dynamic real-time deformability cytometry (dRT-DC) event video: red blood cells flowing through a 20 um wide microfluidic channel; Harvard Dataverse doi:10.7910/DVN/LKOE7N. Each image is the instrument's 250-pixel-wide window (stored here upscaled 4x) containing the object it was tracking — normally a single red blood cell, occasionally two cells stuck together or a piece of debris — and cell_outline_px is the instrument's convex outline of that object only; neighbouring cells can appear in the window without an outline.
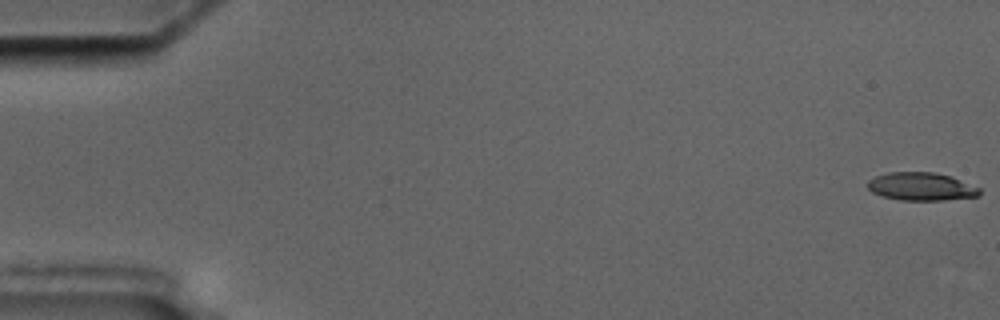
{"species": "common noctule bat (a hibernating species)", "species_latin": "Nyctalus noctula", "temperature_condition": "cold", "stored_images_in_passage": 14, "camera_frame_rate_fps": 3000, "um_per_image_px": 0.085, "animal": {"sex": "male", "body_mass_g": 17.5, "forearm_length_mm": 52.3}, "frame": {"image": 1, "passage_image": 1, "time_ms": 0.0, "image_size_px": [1000, 320], "cell_outline_px": [[980, 196], [944, 200], [900, 200], [884, 196], [872, 192], [868, 188], [868, 180], [876, 176], [888, 172], [936, 172], [952, 176], [980, 188]], "centroid_in_image_um": [78.33, 15.85], "position_along_channel_um": 6.7, "area_um2": 18.32}}